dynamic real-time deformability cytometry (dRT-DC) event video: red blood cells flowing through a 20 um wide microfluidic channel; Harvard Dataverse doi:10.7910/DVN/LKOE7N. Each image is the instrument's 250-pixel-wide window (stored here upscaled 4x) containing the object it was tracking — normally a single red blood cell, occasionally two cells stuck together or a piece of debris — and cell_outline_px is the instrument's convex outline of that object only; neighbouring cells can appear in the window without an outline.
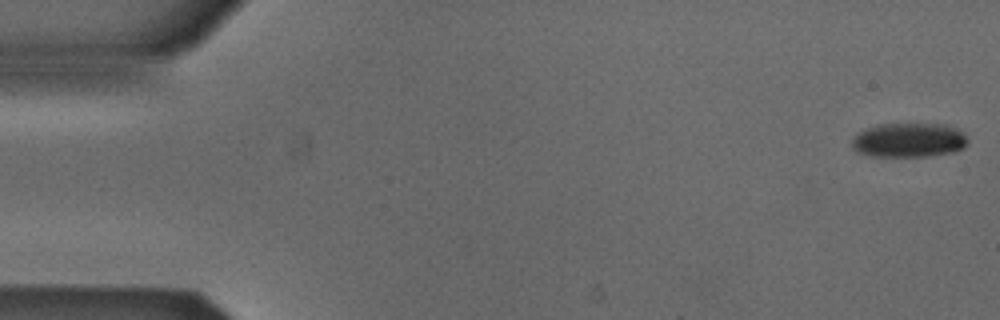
{"species": "Egyptian fruit bat (a non-hibernating species)", "species_latin": "Rousettus aegyptiacus", "temperature_condition": "cold", "stored_images_in_passage": 53, "camera_frame_rate_fps": 3000, "um_per_image_px": 0.085, "animal": {"sex": "male"}, "frame": {"image": 1, "passage_image": 1, "time_ms": 0.0, "image_size_px": [1000, 320], "cell_outline_px": [[968, 144], [964, 148], [956, 152], [928, 156], [872, 156], [856, 152], [852, 148], [852, 140], [860, 132], [868, 128], [880, 124], [944, 124], [960, 132], [968, 140]], "centroid_in_image_um": [77.26, 11.93], "position_along_channel_um": 7.7, "area_um2": 23.0}}
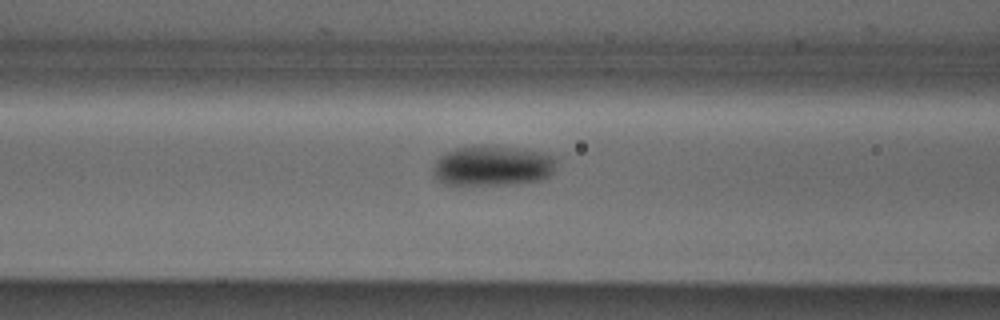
{"frame": {"image": 2, "passage_image": 21, "time_ms": 6.667, "image_size_px": [1000, 320], "cell_outline_px": [[556, 164], [552, 172], [548, 176], [540, 180], [508, 184], [460, 188], [452, 188], [444, 184], [432, 172], [432, 168], [436, 160], [440, 156], [456, 148], [472, 144], [480, 144], [516, 148], [540, 152], [556, 156]], "centroid_in_image_um": [41.79, 14.12], "position_along_channel_um": 124.8, "area_um2": 29.94}}
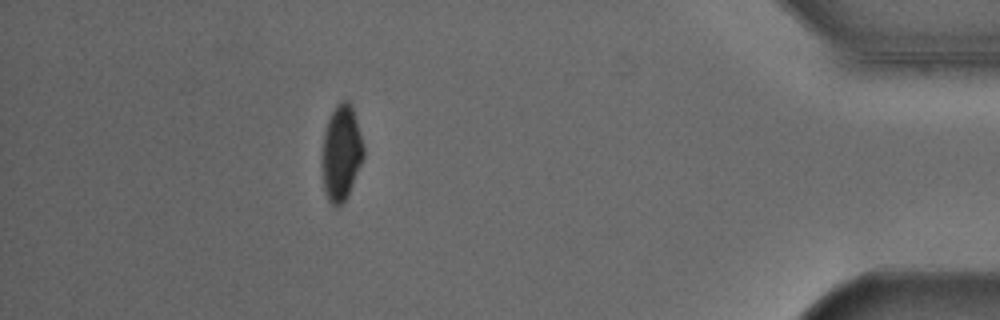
{"frame": {"image": 3, "passage_image": 47, "time_ms": 15.333, "image_size_px": [1000, 320], "cell_outline_px": [[364, 156], [348, 196], [336, 208], [328, 200], [324, 188], [320, 168], [324, 132], [328, 120], [336, 104], [340, 100], [348, 100], [352, 104], [364, 148]], "centroid_in_image_um": [28.98, 12.99], "position_along_channel_um": 406.2, "area_um2": 23.35}, "authors_computed_cell_mechanics": {"area_um2": 26.6458, "velocity_mm_per_s": 3.8714, "shape_relaxation_time_tau1_ms": 10.9457, "shape_relaxation_time_tau2_ms": null, "deformation_change_tau1": 0.1954, "deformation_change_tau2": null}}